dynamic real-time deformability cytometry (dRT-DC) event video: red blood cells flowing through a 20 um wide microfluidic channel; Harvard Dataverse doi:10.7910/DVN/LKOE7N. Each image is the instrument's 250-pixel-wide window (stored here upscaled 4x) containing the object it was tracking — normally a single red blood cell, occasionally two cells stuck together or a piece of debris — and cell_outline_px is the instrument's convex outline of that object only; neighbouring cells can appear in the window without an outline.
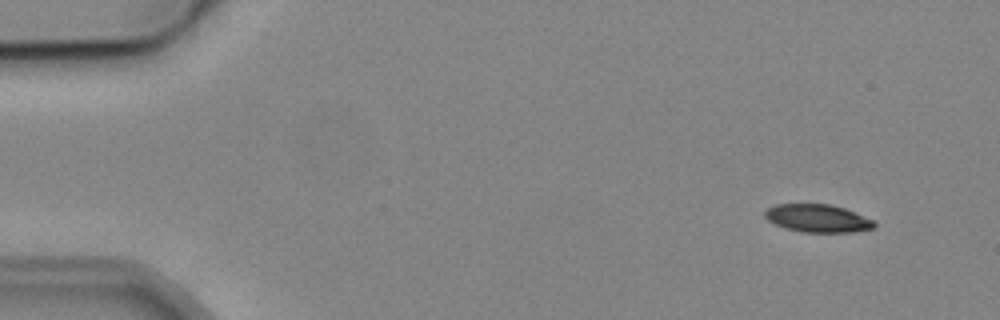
{"species": "common noctule bat (a hibernating species)", "species_latin": "Nyctalus noctula", "temperature_condition": "cold", "stored_images_in_passage": 4, "camera_frame_rate_fps": 3000, "um_per_image_px": 0.085, "animal": {"sex": "male", "body_mass_g": 19.2, "forearm_length_mm": 51.8}, "frame": {"image": 1, "passage_image": 1, "time_ms": 0.0, "image_size_px": [1000, 320], "cell_outline_px": [[876, 224], [872, 228], [852, 232], [804, 232], [788, 228], [776, 224], [768, 220], [764, 216], [764, 212], [768, 208], [776, 204], [828, 204], [844, 208], [872, 220]], "centroid_in_image_um": [69.47, 18.55], "position_along_channel_um": 15.5, "area_um2": 17.4}}